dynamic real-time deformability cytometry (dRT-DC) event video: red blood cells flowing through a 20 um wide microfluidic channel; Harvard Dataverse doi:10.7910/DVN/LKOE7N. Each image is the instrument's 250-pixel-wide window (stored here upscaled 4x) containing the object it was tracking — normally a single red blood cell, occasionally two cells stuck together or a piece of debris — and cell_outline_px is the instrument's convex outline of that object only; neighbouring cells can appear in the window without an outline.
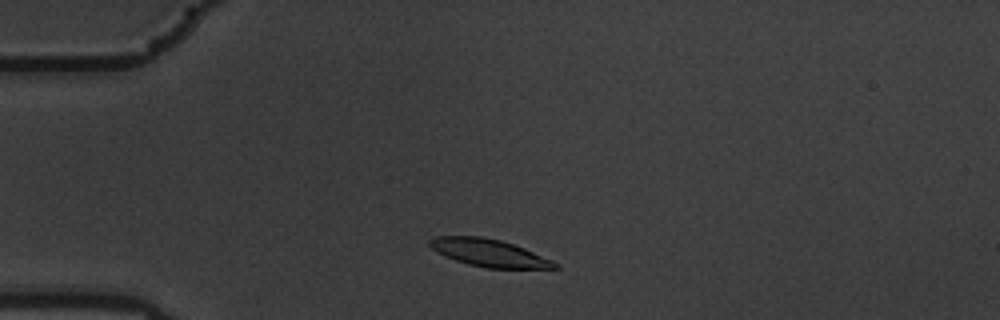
{"species": "common noctule bat (a hibernating species)", "species_latin": "Nyctalus noctula", "temperature_condition": "warm", "stored_images_in_passage": 49, "camera_frame_rate_fps": 3000, "um_per_image_px": 0.085, "animal": {"sex": "male", "body_mass_g": 19.5, "forearm_length_mm": 54.6}, "frame": {"image": 1, "passage_image": 5, "time_ms": 1.333, "image_size_px": [1000, 320], "cell_outline_px": [[560, 268], [484, 268], [468, 264], [444, 256], [432, 248], [428, 244], [428, 240], [436, 236], [480, 236], [500, 240], [524, 248], [552, 260], [560, 264]], "centroid_in_image_um": [41.56, 21.49], "position_along_channel_um": 43.4, "area_um2": 19.94}}
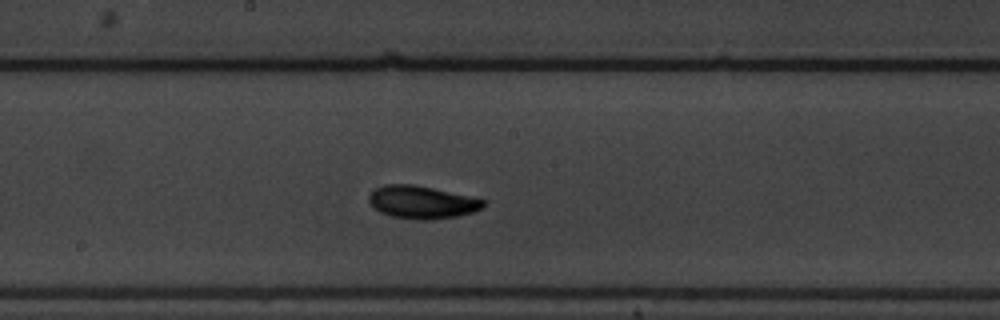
{"frame": {"image": 2, "passage_image": 22, "time_ms": 7.0, "image_size_px": [1000, 320], "cell_outline_px": [[484, 208], [472, 212], [456, 216], [424, 220], [420, 220], [392, 216], [380, 212], [368, 200], [368, 196], [376, 188], [384, 184], [412, 184], [432, 188], [468, 196], [484, 200]], "centroid_in_image_um": [35.84, 17.18], "position_along_channel_um": 212.4, "area_um2": 21.44}}
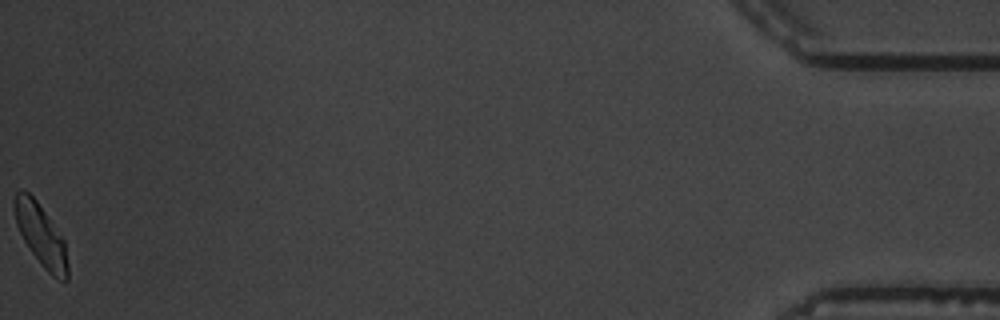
{"frame": {"image": 3, "passage_image": 49, "time_ms": 16.0, "image_size_px": [1000, 320], "cell_outline_px": [[68, 280], [60, 280], [52, 276], [44, 268], [32, 252], [24, 240], [16, 224], [12, 208], [12, 200], [16, 192], [20, 188], [28, 192], [36, 200], [64, 240], [68, 264]], "centroid_in_image_um": [3.44, 19.95], "position_along_channel_um": 431.8, "area_um2": 19.13}, "authors_computed_cell_mechanics": {"area_um2": 20.1722, "velocity_mm_per_s": 3.4748, "shape_relaxation_time_tau1_ms": 3.4272, "shape_relaxation_time_tau2_ms": 1.9302, "deformation_change_tau1": 0.1459, "deformation_change_tau2": 0.0628}}